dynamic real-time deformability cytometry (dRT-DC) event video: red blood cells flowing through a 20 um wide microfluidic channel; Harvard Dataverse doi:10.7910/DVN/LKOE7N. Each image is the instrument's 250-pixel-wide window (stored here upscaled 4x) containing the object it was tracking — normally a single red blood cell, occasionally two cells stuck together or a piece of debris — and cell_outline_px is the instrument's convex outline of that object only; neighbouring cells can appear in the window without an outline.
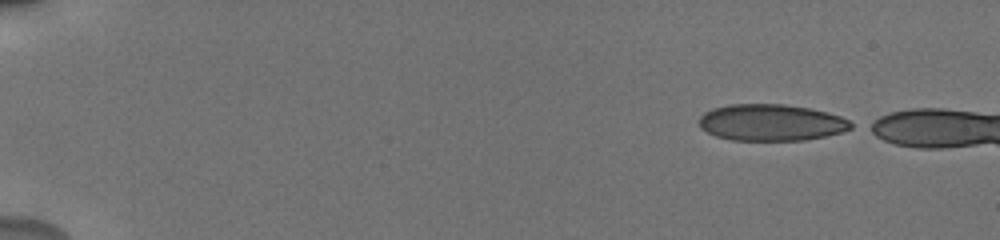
{"species": "human", "species_latin": "Homo sapiens", "temperature_condition": "cold", "stored_images_in_passage": 6, "camera_frame_rate_fps": 3000, "um_per_image_px": 0.085, "donor": {"sex": "male"}, "frame": {"image": 1, "passage_image": 1, "time_ms": 0.0, "image_size_px": [1000, 240], "cell_outline_px": [[856, 124], [852, 128], [840, 132], [824, 136], [804, 140], [732, 140], [716, 136], [700, 128], [700, 116], [704, 112], [712, 108], [728, 104], [784, 104], [808, 108], [828, 112], [840, 116]], "centroid_in_image_um": [65.54, 10.41], "position_along_channel_um": 19.5, "area_um2": 32.37}}